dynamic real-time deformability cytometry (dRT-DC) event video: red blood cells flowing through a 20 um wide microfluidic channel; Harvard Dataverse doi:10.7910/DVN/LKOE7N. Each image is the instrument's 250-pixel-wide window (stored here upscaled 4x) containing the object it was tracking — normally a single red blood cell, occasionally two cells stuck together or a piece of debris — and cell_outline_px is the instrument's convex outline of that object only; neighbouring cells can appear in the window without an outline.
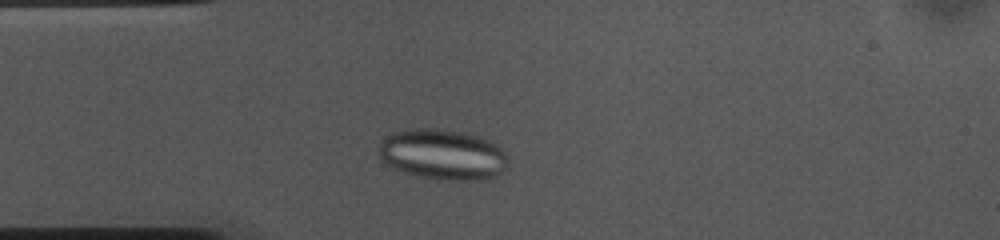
{"species": "common noctule bat (a hibernating species)", "species_latin": "Nyctalus noctula", "temperature_condition": "cold", "stored_images_in_passage": 37, "camera_frame_rate_fps": 3000, "um_per_image_px": 0.085, "animal": {"sex": "female", "body_mass_g": 10.0, "forearm_length_mm": 53.1}, "frame": {"image": 1, "passage_image": 7, "time_ms": 2.0, "image_size_px": [1000, 240], "cell_outline_px": [[508, 168], [496, 176], [484, 180], [452, 180], [416, 176], [404, 172], [388, 164], [380, 156], [380, 144], [384, 136], [392, 132], [412, 128], [440, 128], [464, 132], [488, 140], [496, 144], [504, 152], [508, 160]], "centroid_in_image_um": [37.66, 13.12], "position_along_channel_um": 47.3, "area_um2": 38.15}}
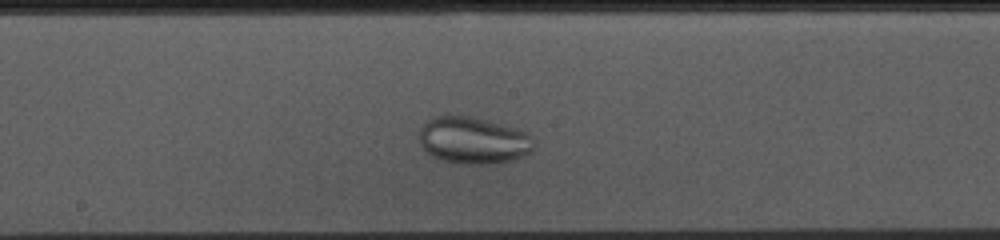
{"frame": {"image": 2, "passage_image": 21, "time_ms": 6.667, "image_size_px": [1000, 240], "cell_outline_px": [[532, 152], [512, 160], [492, 164], [460, 164], [444, 160], [432, 156], [420, 144], [420, 128], [428, 120], [436, 116], [468, 116], [516, 128], [532, 136]], "centroid_in_image_um": [40.22, 11.95], "position_along_channel_um": 208.0, "area_um2": 30.92}}
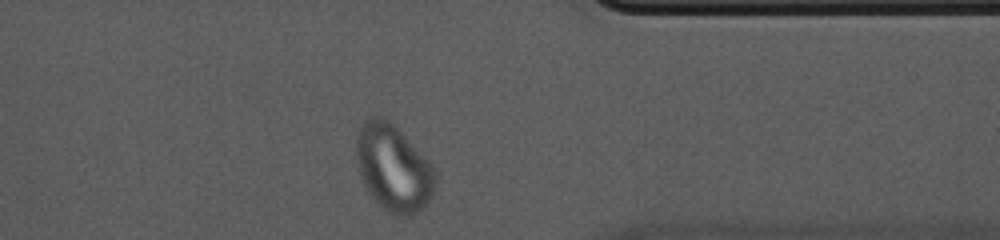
{"frame": {"image": 3, "passage_image": 36, "time_ms": 11.667, "image_size_px": [1000, 240], "cell_outline_px": [[436, 180], [432, 196], [424, 208], [408, 216], [396, 216], [388, 212], [376, 204], [372, 200], [364, 184], [356, 160], [356, 136], [360, 124], [364, 120], [372, 116], [380, 116], [388, 120], [432, 164], [436, 172]], "centroid_in_image_um": [33.42, 14.3], "position_along_channel_um": 378.0, "area_um2": 40.0}}